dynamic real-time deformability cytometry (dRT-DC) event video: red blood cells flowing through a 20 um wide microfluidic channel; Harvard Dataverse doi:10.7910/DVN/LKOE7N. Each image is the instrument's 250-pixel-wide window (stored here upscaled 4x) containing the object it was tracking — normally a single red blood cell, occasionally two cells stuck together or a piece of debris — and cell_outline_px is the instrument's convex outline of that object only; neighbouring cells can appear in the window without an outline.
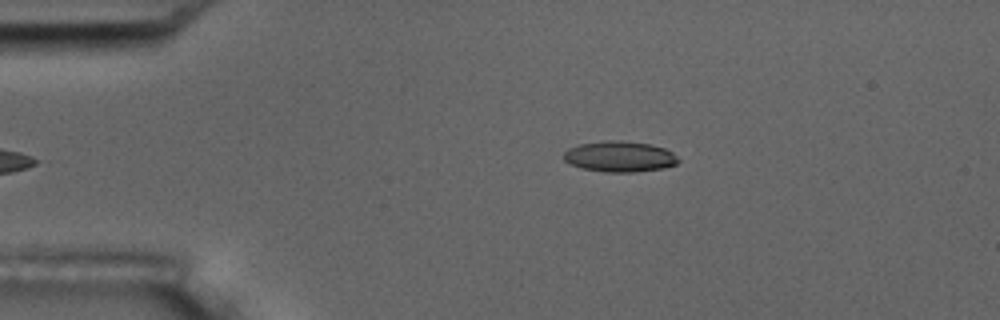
{"species": "common noctule bat (a hibernating species)", "species_latin": "Nyctalus noctula", "temperature_condition": "room temperature", "stored_images_in_passage": 13, "camera_frame_rate_fps": 3000, "um_per_image_px": 0.085, "animal": {"sex": "male", "body_mass_g": 17.5, "forearm_length_mm": 52.3}, "frame": {"image": 1, "passage_image": 1, "time_ms": 0.0, "image_size_px": [1000, 320], "cell_outline_px": [[680, 160], [676, 164], [664, 168], [636, 172], [604, 172], [580, 168], [568, 164], [564, 160], [564, 152], [568, 148], [580, 144], [604, 140], [620, 140], [648, 144], [664, 148], [672, 152]], "centroid_in_image_um": [52.64, 13.31], "position_along_channel_um": 32.4, "area_um2": 20.69}}
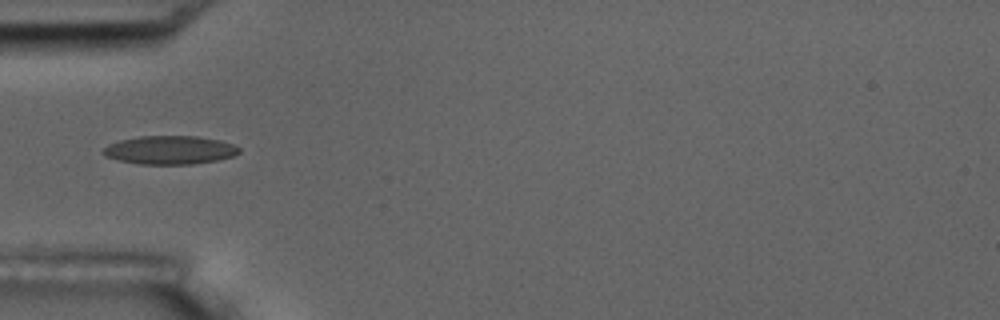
{"frame": {"image": 2, "passage_image": 3, "time_ms": 2.333, "image_size_px": [1000, 320], "cell_outline_px": [[240, 152], [232, 156], [216, 160], [192, 164], [140, 164], [120, 160], [104, 156], [100, 152], [108, 144], [120, 140], [140, 136], [196, 136], [220, 140], [232, 144], [240, 148]], "centroid_in_image_um": [14.41, 12.75], "position_along_channel_um": 70.6, "area_um2": 22.48}}
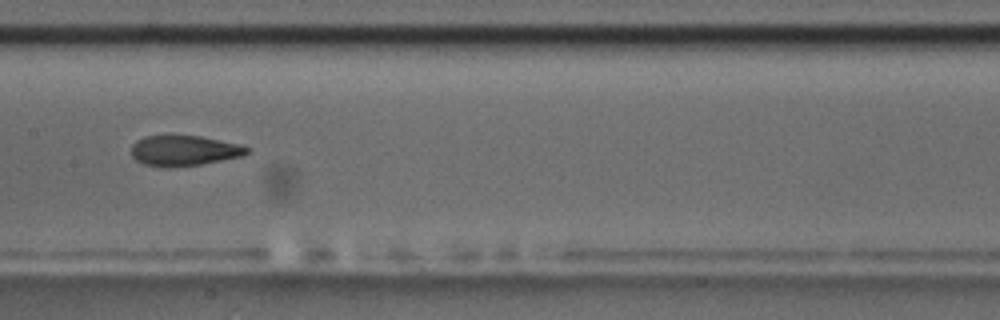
{"frame": {"image": 3, "passage_image": 6, "time_ms": 5.667, "image_size_px": [1000, 320], "cell_outline_px": [[248, 152], [244, 156], [200, 164], [164, 168], [144, 164], [136, 160], [132, 156], [132, 144], [136, 140], [144, 136], [172, 132], [200, 136], [240, 144], [248, 148]], "centroid_in_image_um": [15.59, 12.76], "position_along_channel_um": 191.8, "area_um2": 21.21}, "authors_computed_cell_mechanics": {"area_um2": 21.0392, "velocity_mm_per_s": 3.6319, "shape_relaxation_time_tau1_ms": 7.0939, "shape_relaxation_time_tau2_ms": 2.3404, "deformation_change_tau1": 0.1924, "deformation_change_tau2": 0.067}}